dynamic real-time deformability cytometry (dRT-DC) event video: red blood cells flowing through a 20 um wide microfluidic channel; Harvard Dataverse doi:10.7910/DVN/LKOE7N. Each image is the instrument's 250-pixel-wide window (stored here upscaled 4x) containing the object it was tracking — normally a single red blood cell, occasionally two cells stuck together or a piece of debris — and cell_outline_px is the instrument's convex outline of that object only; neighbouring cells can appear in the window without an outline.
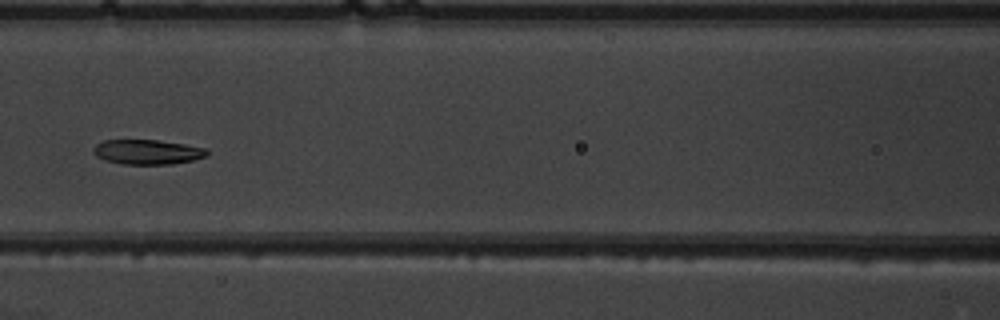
{"species": "common noctule bat (a hibernating species)", "species_latin": "Nyctalus noctula", "temperature_condition": "warm", "stored_images_in_passage": 7, "camera_frame_rate_fps": 3000, "um_per_image_px": 0.085, "animal": {"sex": "male", "body_mass_g": 19.5, "forearm_length_mm": 54.6}, "frame": {"image": 1, "passage_image": 7, "time_ms": 7.0, "image_size_px": [1000, 320], "cell_outline_px": [[208, 156], [196, 160], [172, 164], [120, 164], [104, 160], [96, 156], [92, 152], [92, 148], [96, 144], [104, 140], [156, 140], [184, 144], [208, 148]], "centroid_in_image_um": [12.54, 12.92], "position_along_channel_um": 154.1, "area_um2": 16.65}}